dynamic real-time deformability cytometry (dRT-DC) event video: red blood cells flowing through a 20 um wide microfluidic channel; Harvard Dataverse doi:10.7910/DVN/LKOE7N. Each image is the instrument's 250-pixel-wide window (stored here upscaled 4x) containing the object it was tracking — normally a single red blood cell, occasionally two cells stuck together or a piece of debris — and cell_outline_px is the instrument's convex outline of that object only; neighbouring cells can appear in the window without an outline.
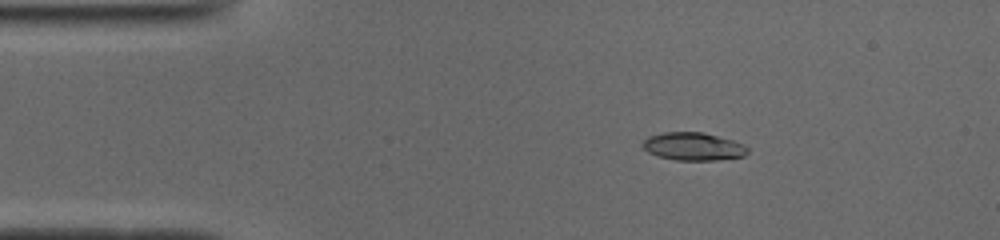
{"species": "common noctule bat (a hibernating species)", "species_latin": "Nyctalus noctula", "temperature_condition": "cold", "stored_images_in_passage": 43, "camera_frame_rate_fps": 3000, "um_per_image_px": 0.085, "animal": {"sex": "male", "body_mass_g": 19.0, "forearm_length_mm": 50.8}, "frame": {"image": 1, "passage_image": 1, "time_ms": 0.0, "image_size_px": [1000, 240], "cell_outline_px": [[748, 152], [744, 156], [716, 160], [676, 160], [660, 156], [648, 152], [640, 144], [648, 136], [664, 132], [704, 132], [732, 140], [744, 144], [748, 148]], "centroid_in_image_um": [58.93, 12.44], "position_along_channel_um": 26.1, "area_um2": 17.05}}
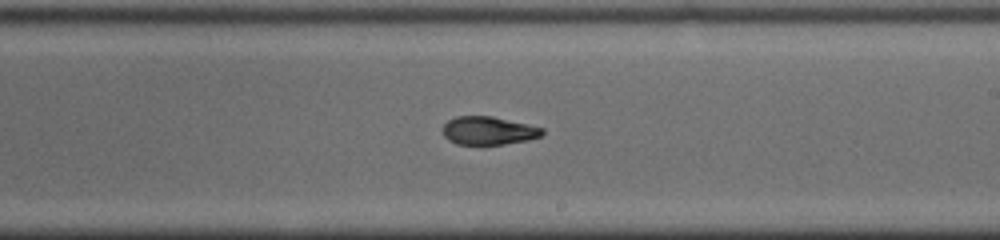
{"frame": {"image": 2, "passage_image": 22, "time_ms": 7.0, "image_size_px": [1000, 240], "cell_outline_px": [[544, 132], [540, 136], [528, 140], [504, 144], [456, 144], [448, 140], [444, 136], [444, 124], [448, 120], [456, 116], [492, 116], [544, 128]], "centroid_in_image_um": [41.51, 11.1], "position_along_channel_um": 247.5, "area_um2": 16.24}}
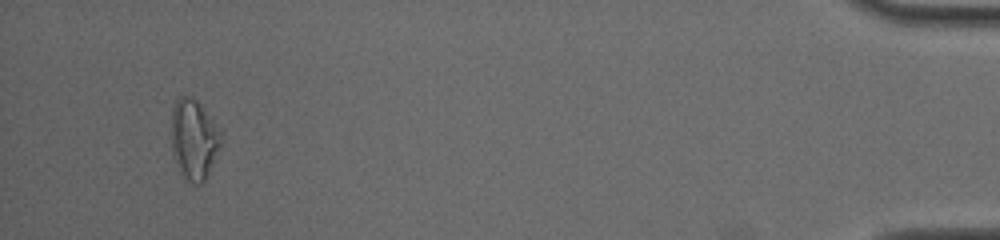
{"frame": {"image": 3, "passage_image": 41, "time_ms": 13.333, "image_size_px": [1000, 240], "cell_outline_px": [[220, 144], [208, 176], [204, 184], [196, 184], [184, 180], [180, 172], [172, 152], [172, 108], [176, 100], [180, 96], [192, 96], [196, 100], [212, 120], [216, 128], [220, 140]], "centroid_in_image_um": [16.44, 11.89], "position_along_channel_um": 418.8, "area_um2": 22.77}, "authors_computed_cell_mechanics": {"area_um2": 17.2244, "velocity_mm_per_s": 3.9415, "shape_relaxation_time_tau1_ms": 11.0379, "shape_relaxation_time_tau2_ms": 1.8534, "deformation_change_tau1": 0.2434, "deformation_change_tau2": 0.0809}}